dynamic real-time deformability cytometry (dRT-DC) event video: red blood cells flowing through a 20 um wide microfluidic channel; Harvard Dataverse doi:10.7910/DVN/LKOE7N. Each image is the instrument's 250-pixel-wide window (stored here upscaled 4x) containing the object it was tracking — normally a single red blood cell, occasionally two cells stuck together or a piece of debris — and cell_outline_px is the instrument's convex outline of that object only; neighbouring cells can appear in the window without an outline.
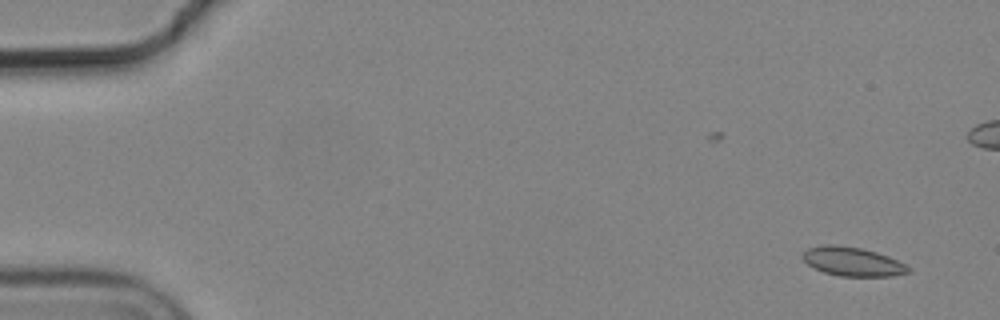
{"species": "common noctule bat (a hibernating species)", "species_latin": "Nyctalus noctula", "temperature_condition": "cold", "stored_images_in_passage": 5, "camera_frame_rate_fps": 3000, "um_per_image_px": 0.085, "animal": {"sex": "male", "body_mass_g": 19.2, "forearm_length_mm": 51.8}, "frame": {"image": 1, "passage_image": 1, "time_ms": 0.0, "image_size_px": [1000, 320], "cell_outline_px": [[912, 268], [908, 272], [892, 276], [840, 276], [824, 272], [808, 264], [800, 256], [808, 248], [824, 244], [836, 244], [860, 248], [876, 252], [888, 256]], "centroid_in_image_um": [72.45, 22.23], "position_along_channel_um": 12.6, "area_um2": 17.69}}